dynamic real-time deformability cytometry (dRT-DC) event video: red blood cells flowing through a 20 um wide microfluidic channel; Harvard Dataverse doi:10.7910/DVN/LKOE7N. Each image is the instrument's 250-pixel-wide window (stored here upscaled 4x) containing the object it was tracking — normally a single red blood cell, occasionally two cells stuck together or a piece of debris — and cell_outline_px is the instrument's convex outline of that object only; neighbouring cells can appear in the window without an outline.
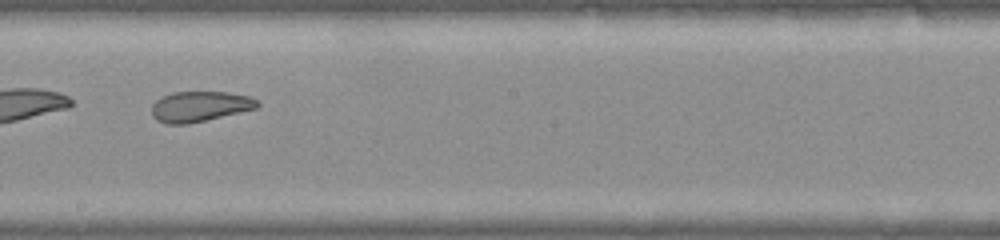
{"species": "common noctule bat (a hibernating species)", "species_latin": "Nyctalus noctula", "temperature_condition": "warm", "stored_images_in_passage": 25, "camera_frame_rate_fps": 3000, "um_per_image_px": 0.085, "animal": {"sex": "female", "body_mass_g": 22.0, "forearm_length_mm": 56.7}, "frame": {"image": 1, "passage_image": 11, "time_ms": 3.333, "image_size_px": [1000, 240], "cell_outline_px": [[260, 104], [256, 108], [240, 112], [188, 124], [168, 124], [156, 120], [152, 116], [152, 104], [160, 96], [172, 92], [228, 92], [248, 96], [260, 100]], "centroid_in_image_um": [16.96, 9.04], "position_along_channel_um": 231.2, "area_um2": 18.79}}